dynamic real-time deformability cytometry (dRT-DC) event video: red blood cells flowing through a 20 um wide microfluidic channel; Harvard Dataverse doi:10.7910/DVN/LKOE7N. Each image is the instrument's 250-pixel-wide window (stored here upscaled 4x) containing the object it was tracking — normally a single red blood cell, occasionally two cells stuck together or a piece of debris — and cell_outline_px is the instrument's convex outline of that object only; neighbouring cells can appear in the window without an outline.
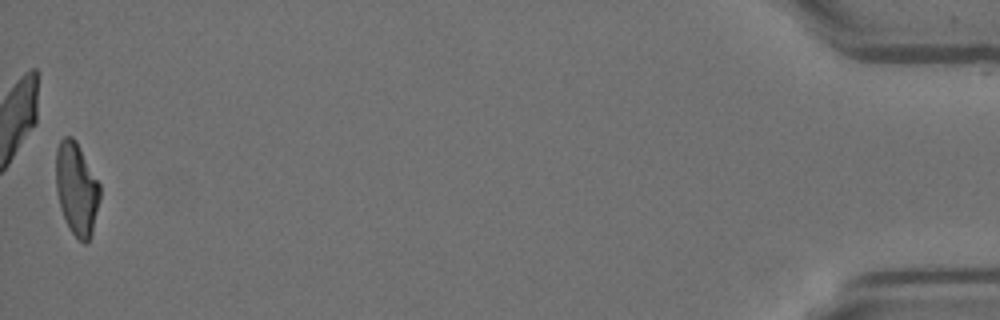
{"species": "Egyptian fruit bat (a non-hibernating species)", "species_latin": "Rousettus aegyptiacus", "temperature_condition": "room temperature", "stored_images_in_passage": 53, "camera_frame_rate_fps": 3000, "um_per_image_px": 0.085, "animal": {"sex": "female"}, "frame": {"image": 1, "passage_image": 52, "time_ms": 17.0, "image_size_px": [1000, 320], "cell_outline_px": [[100, 200], [92, 232], [88, 240], [84, 244], [72, 232], [60, 208], [56, 188], [56, 148], [60, 140], [64, 136], [72, 136], [76, 140], [100, 184]], "centroid_in_image_um": [6.51, 16.0], "position_along_channel_um": 428.7, "area_um2": 23.64}}